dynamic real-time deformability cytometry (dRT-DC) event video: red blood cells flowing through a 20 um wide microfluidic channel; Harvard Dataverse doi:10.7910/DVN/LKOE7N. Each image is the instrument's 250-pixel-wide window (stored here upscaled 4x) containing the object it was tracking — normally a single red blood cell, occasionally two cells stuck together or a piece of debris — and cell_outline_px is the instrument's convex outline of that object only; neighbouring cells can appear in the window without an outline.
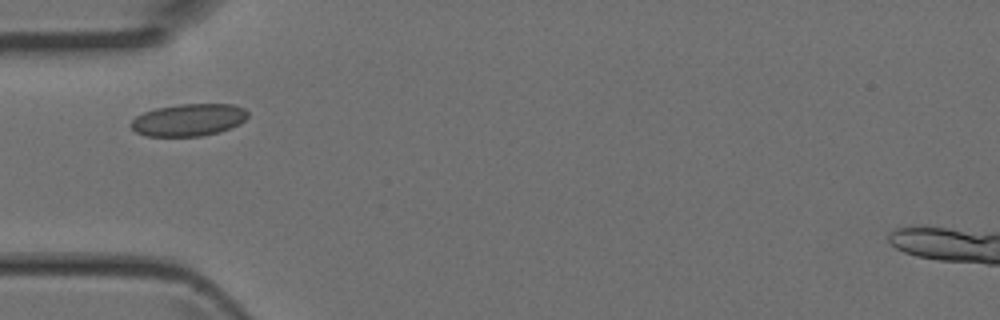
{"species": "Egyptian fruit bat (a non-hibernating species)", "species_latin": "Rousettus aegyptiacus", "temperature_condition": "room temperature", "stored_images_in_passage": 2, "camera_frame_rate_fps": 3000, "um_per_image_px": 0.085, "animal": {"sex": "female"}, "frame": {"image": 1, "passage_image": 1, "time_ms": 0.0, "image_size_px": [1000, 320], "cell_outline_px": [[248, 116], [240, 124], [220, 132], [200, 136], [148, 136], [136, 132], [128, 124], [136, 116], [144, 112], [156, 108], [180, 104], [232, 104], [244, 108], [248, 112]], "centroid_in_image_um": [16.03, 10.19], "position_along_channel_um": 69.0, "area_um2": 22.02}}
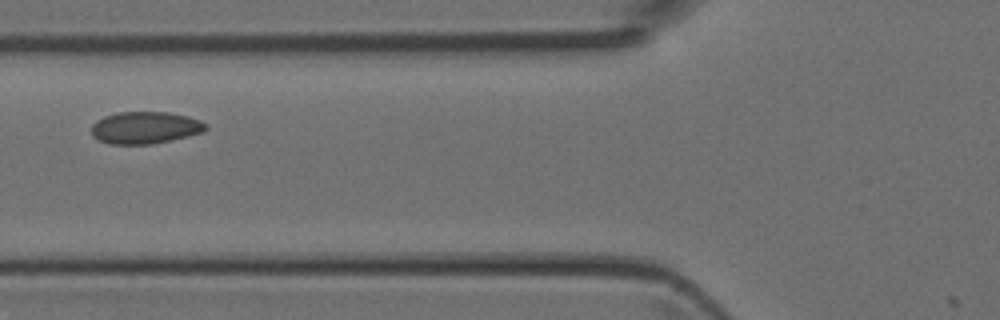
{"frame": {"image": 2, "passage_image": 2, "time_ms": 0.333, "image_size_px": [1000, 320], "cell_outline_px": [[208, 128], [204, 132], [188, 136], [152, 144], [108, 144], [92, 136], [92, 124], [96, 120], [104, 116], [116, 112], [168, 112], [188, 116], [200, 120], [208, 124]], "centroid_in_image_um": [12.35, 10.85], "position_along_channel_um": 113.5, "area_um2": 21.56}}